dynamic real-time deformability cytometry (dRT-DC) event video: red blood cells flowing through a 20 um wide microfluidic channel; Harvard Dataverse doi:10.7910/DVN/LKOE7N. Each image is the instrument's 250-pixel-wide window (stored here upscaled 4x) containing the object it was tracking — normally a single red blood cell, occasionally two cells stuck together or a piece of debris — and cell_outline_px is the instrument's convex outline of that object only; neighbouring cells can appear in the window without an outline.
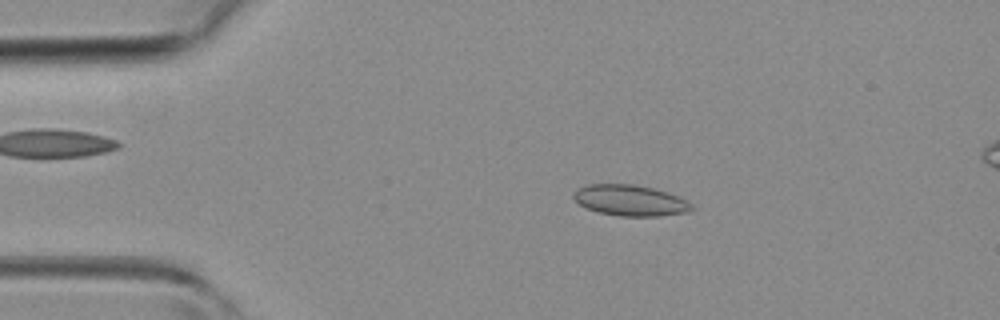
{"species": "common noctule bat (a hibernating species)", "species_latin": "Nyctalus noctula", "temperature_condition": "room temperature", "stored_images_in_passage": 20, "camera_frame_rate_fps": 3000, "um_per_image_px": 0.085, "animal": {"sex": "female", "body_mass_g": 19.3, "forearm_length_mm": 54.1}, "frame": {"image": 1, "passage_image": 8, "time_ms": 2.333, "image_size_px": [1000, 320], "cell_outline_px": [[696, 208], [688, 212], [660, 216], [620, 216], [600, 212], [588, 208], [580, 204], [572, 196], [572, 192], [588, 184], [632, 184], [652, 188], [668, 192], [692, 204]], "centroid_in_image_um": [53.58, 17.03], "position_along_channel_um": 31.4, "area_um2": 21.1}}
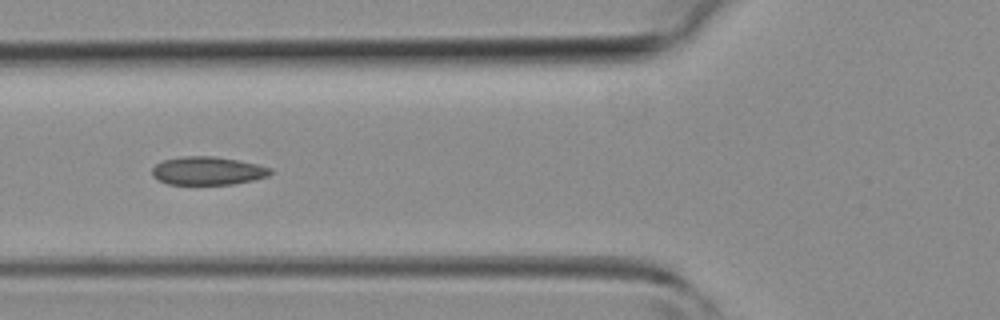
{"frame": {"image": 2, "passage_image": 16, "time_ms": 5.0, "image_size_px": [1000, 320], "cell_outline_px": [[272, 172], [268, 176], [252, 180], [232, 184], [168, 184], [152, 176], [152, 168], [156, 164], [164, 160], [180, 156], [212, 156], [236, 160], [256, 164], [272, 168]], "centroid_in_image_um": [17.64, 14.51], "position_along_channel_um": 108.2, "area_um2": 19.31}}
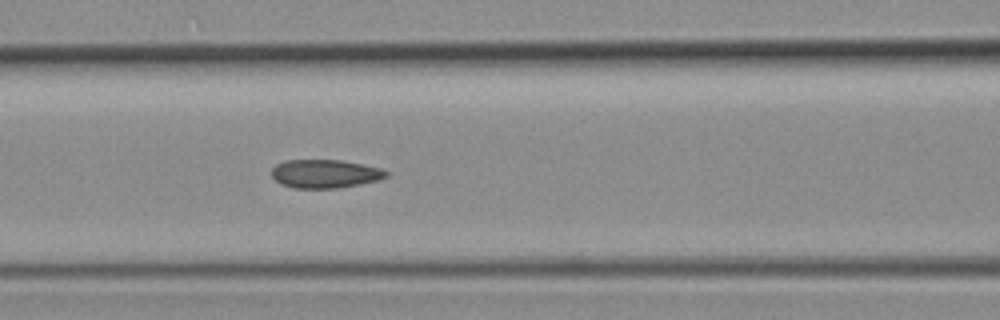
{"frame": {"image": 3, "passage_image": 18, "time_ms": 5.667, "image_size_px": [1000, 320], "cell_outline_px": [[388, 176], [380, 180], [340, 188], [292, 188], [280, 184], [272, 176], [272, 168], [276, 164], [284, 160], [340, 160], [380, 168], [388, 172]], "centroid_in_image_um": [27.61, 14.78], "position_along_channel_um": 139.0, "area_um2": 19.07}}